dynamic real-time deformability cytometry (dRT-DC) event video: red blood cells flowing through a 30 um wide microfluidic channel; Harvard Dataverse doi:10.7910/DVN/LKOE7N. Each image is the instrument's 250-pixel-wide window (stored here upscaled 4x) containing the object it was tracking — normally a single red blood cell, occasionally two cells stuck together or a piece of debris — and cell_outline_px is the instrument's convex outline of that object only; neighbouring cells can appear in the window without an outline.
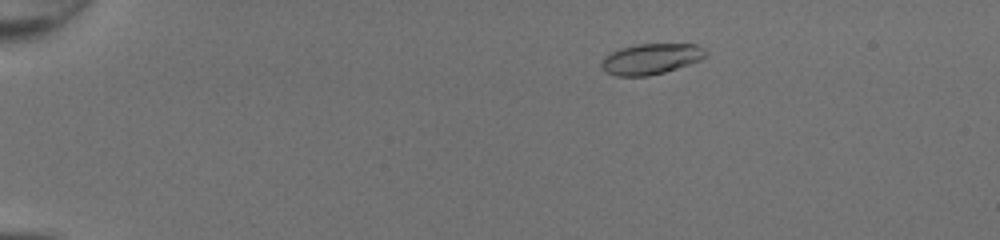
{"species": "common noctule bat (a hibernating species)", "species_latin": "Nyctalus noctula", "temperature_condition": "room temperature", "stored_images_in_passage": 49, "camera_frame_rate_fps": 3000, "um_per_image_px": 0.085, "animal": {"sex": "female", "body_mass_g": 20.0, "forearm_length_mm": 54.0}, "frame": {"image": 1, "passage_image": 9, "time_ms": 2.667, "image_size_px": [1000, 240], "cell_outline_px": [[708, 56], [700, 60], [664, 72], [648, 76], [616, 76], [604, 72], [600, 68], [600, 60], [604, 56], [620, 48], [636, 44], [696, 44], [704, 48], [708, 52]], "centroid_in_image_um": [55.3, 5.01], "position_along_channel_um": 29.7, "area_um2": 18.9}}
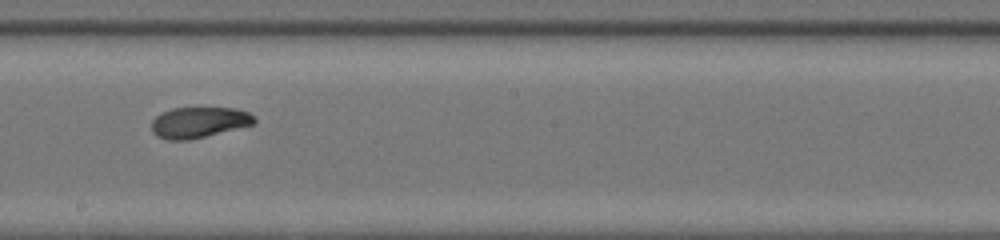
{"frame": {"image": 2, "passage_image": 30, "time_ms": 9.667, "image_size_px": [1000, 240], "cell_outline_px": [[256, 120], [252, 124], [188, 140], [168, 140], [156, 136], [152, 132], [152, 120], [160, 112], [172, 108], [236, 108], [248, 112]], "centroid_in_image_um": [16.83, 10.39], "position_along_channel_um": 231.4, "area_um2": 18.21}}
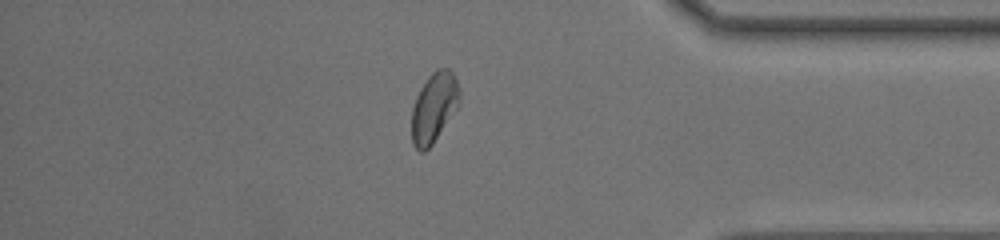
{"frame": {"image": 3, "passage_image": 43, "time_ms": 14.0, "image_size_px": [1000, 240], "cell_outline_px": [[460, 108], [432, 144], [424, 152], [420, 152], [412, 144], [412, 108], [416, 96], [420, 88], [428, 76], [436, 68], [448, 68], [452, 72], [460, 88]], "centroid_in_image_um": [36.92, 9.13], "position_along_channel_um": 398.3, "area_um2": 19.94}, "authors_computed_cell_mechanics": {"area_um2": 19.1318, "velocity_mm_per_s": 4.287, "shape_relaxation_time_tau1_ms": 5.772, "shape_relaxation_time_tau2_ms": 1.3318, "deformation_change_tau1": 0.2096, "deformation_change_tau2": 0.0611}}